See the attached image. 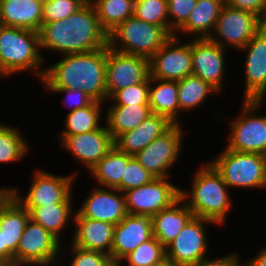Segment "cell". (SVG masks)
<instances>
[{
  "instance_id": "2e32d148",
  "label": "cell",
  "mask_w": 266,
  "mask_h": 266,
  "mask_svg": "<svg viewBox=\"0 0 266 266\" xmlns=\"http://www.w3.org/2000/svg\"><path fill=\"white\" fill-rule=\"evenodd\" d=\"M241 49L247 50L244 99L263 101L266 95V24Z\"/></svg>"
},
{
  "instance_id": "836d02e7",
  "label": "cell",
  "mask_w": 266,
  "mask_h": 266,
  "mask_svg": "<svg viewBox=\"0 0 266 266\" xmlns=\"http://www.w3.org/2000/svg\"><path fill=\"white\" fill-rule=\"evenodd\" d=\"M28 144L16 128L0 124V163L16 162L26 156Z\"/></svg>"
},
{
  "instance_id": "30bf717a",
  "label": "cell",
  "mask_w": 266,
  "mask_h": 266,
  "mask_svg": "<svg viewBox=\"0 0 266 266\" xmlns=\"http://www.w3.org/2000/svg\"><path fill=\"white\" fill-rule=\"evenodd\" d=\"M74 175L60 176L47 171L35 172L33 182L25 197L17 189L6 190L23 206L38 207L55 203H71ZM19 194V195H18Z\"/></svg>"
},
{
  "instance_id": "d590c367",
  "label": "cell",
  "mask_w": 266,
  "mask_h": 266,
  "mask_svg": "<svg viewBox=\"0 0 266 266\" xmlns=\"http://www.w3.org/2000/svg\"><path fill=\"white\" fill-rule=\"evenodd\" d=\"M133 16L161 26L169 33L167 0H136Z\"/></svg>"
},
{
  "instance_id": "c3c4849f",
  "label": "cell",
  "mask_w": 266,
  "mask_h": 266,
  "mask_svg": "<svg viewBox=\"0 0 266 266\" xmlns=\"http://www.w3.org/2000/svg\"><path fill=\"white\" fill-rule=\"evenodd\" d=\"M43 3L44 2H51V1H54V0H41Z\"/></svg>"
},
{
  "instance_id": "52a82bcc",
  "label": "cell",
  "mask_w": 266,
  "mask_h": 266,
  "mask_svg": "<svg viewBox=\"0 0 266 266\" xmlns=\"http://www.w3.org/2000/svg\"><path fill=\"white\" fill-rule=\"evenodd\" d=\"M262 103L260 100L243 101L240 117L231 123L227 149L266 156V115H254Z\"/></svg>"
},
{
  "instance_id": "5b68a950",
  "label": "cell",
  "mask_w": 266,
  "mask_h": 266,
  "mask_svg": "<svg viewBox=\"0 0 266 266\" xmlns=\"http://www.w3.org/2000/svg\"><path fill=\"white\" fill-rule=\"evenodd\" d=\"M170 37L163 27L132 16L108 33V47L150 59Z\"/></svg>"
},
{
  "instance_id": "6da1fadb",
  "label": "cell",
  "mask_w": 266,
  "mask_h": 266,
  "mask_svg": "<svg viewBox=\"0 0 266 266\" xmlns=\"http://www.w3.org/2000/svg\"><path fill=\"white\" fill-rule=\"evenodd\" d=\"M39 41L40 50L88 53L108 46V33L102 28L95 8L88 0L69 17L42 23Z\"/></svg>"
},
{
  "instance_id": "74e56055",
  "label": "cell",
  "mask_w": 266,
  "mask_h": 266,
  "mask_svg": "<svg viewBox=\"0 0 266 266\" xmlns=\"http://www.w3.org/2000/svg\"><path fill=\"white\" fill-rule=\"evenodd\" d=\"M88 0H54L44 2L42 9V23L61 20L74 14Z\"/></svg>"
},
{
  "instance_id": "9a60e30c",
  "label": "cell",
  "mask_w": 266,
  "mask_h": 266,
  "mask_svg": "<svg viewBox=\"0 0 266 266\" xmlns=\"http://www.w3.org/2000/svg\"><path fill=\"white\" fill-rule=\"evenodd\" d=\"M178 36H171L149 59L150 77L179 81L192 74V42L179 45Z\"/></svg>"
},
{
  "instance_id": "e575fe53",
  "label": "cell",
  "mask_w": 266,
  "mask_h": 266,
  "mask_svg": "<svg viewBox=\"0 0 266 266\" xmlns=\"http://www.w3.org/2000/svg\"><path fill=\"white\" fill-rule=\"evenodd\" d=\"M128 266H153L166 260V249L156 237L141 243L123 261Z\"/></svg>"
},
{
  "instance_id": "ee69618b",
  "label": "cell",
  "mask_w": 266,
  "mask_h": 266,
  "mask_svg": "<svg viewBox=\"0 0 266 266\" xmlns=\"http://www.w3.org/2000/svg\"><path fill=\"white\" fill-rule=\"evenodd\" d=\"M194 266H241V263L238 259V255L234 254L216 260H208V258H204Z\"/></svg>"
},
{
  "instance_id": "7402d4cb",
  "label": "cell",
  "mask_w": 266,
  "mask_h": 266,
  "mask_svg": "<svg viewBox=\"0 0 266 266\" xmlns=\"http://www.w3.org/2000/svg\"><path fill=\"white\" fill-rule=\"evenodd\" d=\"M172 125L166 117L152 113L135 129L120 134L114 140V146L119 151L134 156Z\"/></svg>"
},
{
  "instance_id": "83f0119b",
  "label": "cell",
  "mask_w": 266,
  "mask_h": 266,
  "mask_svg": "<svg viewBox=\"0 0 266 266\" xmlns=\"http://www.w3.org/2000/svg\"><path fill=\"white\" fill-rule=\"evenodd\" d=\"M152 114L149 104L112 105L109 107L105 119L107 130L113 140L120 134L135 129Z\"/></svg>"
},
{
  "instance_id": "ab89813d",
  "label": "cell",
  "mask_w": 266,
  "mask_h": 266,
  "mask_svg": "<svg viewBox=\"0 0 266 266\" xmlns=\"http://www.w3.org/2000/svg\"><path fill=\"white\" fill-rule=\"evenodd\" d=\"M196 3L197 0H167L169 34L171 36L175 35L176 32L187 22Z\"/></svg>"
},
{
  "instance_id": "5bb4252c",
  "label": "cell",
  "mask_w": 266,
  "mask_h": 266,
  "mask_svg": "<svg viewBox=\"0 0 266 266\" xmlns=\"http://www.w3.org/2000/svg\"><path fill=\"white\" fill-rule=\"evenodd\" d=\"M180 190L167 178H154L150 183L123 192L127 213L154 216L175 202Z\"/></svg>"
},
{
  "instance_id": "7c38bea8",
  "label": "cell",
  "mask_w": 266,
  "mask_h": 266,
  "mask_svg": "<svg viewBox=\"0 0 266 266\" xmlns=\"http://www.w3.org/2000/svg\"><path fill=\"white\" fill-rule=\"evenodd\" d=\"M182 132L180 124H173L134 157L156 178H169L168 170L177 161L182 150Z\"/></svg>"
},
{
  "instance_id": "3957f363",
  "label": "cell",
  "mask_w": 266,
  "mask_h": 266,
  "mask_svg": "<svg viewBox=\"0 0 266 266\" xmlns=\"http://www.w3.org/2000/svg\"><path fill=\"white\" fill-rule=\"evenodd\" d=\"M203 165L194 176L191 196L187 191L180 190V197L195 217L223 225L226 214L232 207L227 191L229 187L210 162Z\"/></svg>"
},
{
  "instance_id": "f6af8a7d",
  "label": "cell",
  "mask_w": 266,
  "mask_h": 266,
  "mask_svg": "<svg viewBox=\"0 0 266 266\" xmlns=\"http://www.w3.org/2000/svg\"><path fill=\"white\" fill-rule=\"evenodd\" d=\"M246 266H266V247L259 251L258 255L250 259Z\"/></svg>"
},
{
  "instance_id": "d4e9b609",
  "label": "cell",
  "mask_w": 266,
  "mask_h": 266,
  "mask_svg": "<svg viewBox=\"0 0 266 266\" xmlns=\"http://www.w3.org/2000/svg\"><path fill=\"white\" fill-rule=\"evenodd\" d=\"M194 217L182 197L152 216L153 236L166 248Z\"/></svg>"
},
{
  "instance_id": "f546056e",
  "label": "cell",
  "mask_w": 266,
  "mask_h": 266,
  "mask_svg": "<svg viewBox=\"0 0 266 266\" xmlns=\"http://www.w3.org/2000/svg\"><path fill=\"white\" fill-rule=\"evenodd\" d=\"M72 203H55L38 207H24L30 219L42 225L48 232L60 239L61 230L67 225L72 213ZM71 215V216H70Z\"/></svg>"
},
{
  "instance_id": "7a4b0ae2",
  "label": "cell",
  "mask_w": 266,
  "mask_h": 266,
  "mask_svg": "<svg viewBox=\"0 0 266 266\" xmlns=\"http://www.w3.org/2000/svg\"><path fill=\"white\" fill-rule=\"evenodd\" d=\"M107 46L88 53L65 54L53 66L45 68L42 79L46 87L81 89L94 101L107 100Z\"/></svg>"
},
{
  "instance_id": "cb8c5ba5",
  "label": "cell",
  "mask_w": 266,
  "mask_h": 266,
  "mask_svg": "<svg viewBox=\"0 0 266 266\" xmlns=\"http://www.w3.org/2000/svg\"><path fill=\"white\" fill-rule=\"evenodd\" d=\"M42 9L41 0H0V25L39 32Z\"/></svg>"
},
{
  "instance_id": "4dcf8cb0",
  "label": "cell",
  "mask_w": 266,
  "mask_h": 266,
  "mask_svg": "<svg viewBox=\"0 0 266 266\" xmlns=\"http://www.w3.org/2000/svg\"><path fill=\"white\" fill-rule=\"evenodd\" d=\"M102 28L109 33L117 25L133 16L136 0H90Z\"/></svg>"
},
{
  "instance_id": "44dd1931",
  "label": "cell",
  "mask_w": 266,
  "mask_h": 266,
  "mask_svg": "<svg viewBox=\"0 0 266 266\" xmlns=\"http://www.w3.org/2000/svg\"><path fill=\"white\" fill-rule=\"evenodd\" d=\"M127 214L124 193L108 187L92 190L79 210L74 212V216H83L113 225H117Z\"/></svg>"
},
{
  "instance_id": "f35d334b",
  "label": "cell",
  "mask_w": 266,
  "mask_h": 266,
  "mask_svg": "<svg viewBox=\"0 0 266 266\" xmlns=\"http://www.w3.org/2000/svg\"><path fill=\"white\" fill-rule=\"evenodd\" d=\"M150 76L138 84L118 90L110 99L114 105L149 104Z\"/></svg>"
},
{
  "instance_id": "484cf974",
  "label": "cell",
  "mask_w": 266,
  "mask_h": 266,
  "mask_svg": "<svg viewBox=\"0 0 266 266\" xmlns=\"http://www.w3.org/2000/svg\"><path fill=\"white\" fill-rule=\"evenodd\" d=\"M154 84L156 85L153 86ZM149 106L152 113L166 117L173 124H180L177 119L181 112L178 101V81L150 77Z\"/></svg>"
},
{
  "instance_id": "1f68e13d",
  "label": "cell",
  "mask_w": 266,
  "mask_h": 266,
  "mask_svg": "<svg viewBox=\"0 0 266 266\" xmlns=\"http://www.w3.org/2000/svg\"><path fill=\"white\" fill-rule=\"evenodd\" d=\"M214 92V93H213ZM219 93L210 83L193 74L178 81V101L180 111L193 110L204 102L206 97Z\"/></svg>"
},
{
  "instance_id": "603a6c76",
  "label": "cell",
  "mask_w": 266,
  "mask_h": 266,
  "mask_svg": "<svg viewBox=\"0 0 266 266\" xmlns=\"http://www.w3.org/2000/svg\"><path fill=\"white\" fill-rule=\"evenodd\" d=\"M73 221L76 232L72 238V245L111 256L115 225L83 216H74Z\"/></svg>"
},
{
  "instance_id": "4316f807",
  "label": "cell",
  "mask_w": 266,
  "mask_h": 266,
  "mask_svg": "<svg viewBox=\"0 0 266 266\" xmlns=\"http://www.w3.org/2000/svg\"><path fill=\"white\" fill-rule=\"evenodd\" d=\"M224 5L225 0H197L187 22L178 32L196 35L194 38H209Z\"/></svg>"
},
{
  "instance_id": "8d00e7d4",
  "label": "cell",
  "mask_w": 266,
  "mask_h": 266,
  "mask_svg": "<svg viewBox=\"0 0 266 266\" xmlns=\"http://www.w3.org/2000/svg\"><path fill=\"white\" fill-rule=\"evenodd\" d=\"M154 178L153 174L147 171L133 156L125 167L124 176L121 183L116 187L122 193L147 183H150Z\"/></svg>"
},
{
  "instance_id": "7dc6e473",
  "label": "cell",
  "mask_w": 266,
  "mask_h": 266,
  "mask_svg": "<svg viewBox=\"0 0 266 266\" xmlns=\"http://www.w3.org/2000/svg\"><path fill=\"white\" fill-rule=\"evenodd\" d=\"M153 266H173L167 259L161 263L155 264Z\"/></svg>"
},
{
  "instance_id": "9c48e42d",
  "label": "cell",
  "mask_w": 266,
  "mask_h": 266,
  "mask_svg": "<svg viewBox=\"0 0 266 266\" xmlns=\"http://www.w3.org/2000/svg\"><path fill=\"white\" fill-rule=\"evenodd\" d=\"M60 244L42 225L29 219L14 254V266L54 265Z\"/></svg>"
},
{
  "instance_id": "e0dca14e",
  "label": "cell",
  "mask_w": 266,
  "mask_h": 266,
  "mask_svg": "<svg viewBox=\"0 0 266 266\" xmlns=\"http://www.w3.org/2000/svg\"><path fill=\"white\" fill-rule=\"evenodd\" d=\"M153 237L152 216L143 214H127L114 227L111 259L120 264L141 243Z\"/></svg>"
},
{
  "instance_id": "4fadbf2b",
  "label": "cell",
  "mask_w": 266,
  "mask_h": 266,
  "mask_svg": "<svg viewBox=\"0 0 266 266\" xmlns=\"http://www.w3.org/2000/svg\"><path fill=\"white\" fill-rule=\"evenodd\" d=\"M106 92L110 99L118 90L144 82L150 76L149 59L107 46Z\"/></svg>"
},
{
  "instance_id": "bcb514c9",
  "label": "cell",
  "mask_w": 266,
  "mask_h": 266,
  "mask_svg": "<svg viewBox=\"0 0 266 266\" xmlns=\"http://www.w3.org/2000/svg\"><path fill=\"white\" fill-rule=\"evenodd\" d=\"M0 266H6V245H4L3 232L0 231Z\"/></svg>"
},
{
  "instance_id": "d6a6232c",
  "label": "cell",
  "mask_w": 266,
  "mask_h": 266,
  "mask_svg": "<svg viewBox=\"0 0 266 266\" xmlns=\"http://www.w3.org/2000/svg\"><path fill=\"white\" fill-rule=\"evenodd\" d=\"M100 102L94 101L91 105L69 112L65 118V130L61 136L81 134L99 129Z\"/></svg>"
},
{
  "instance_id": "ac0fdd59",
  "label": "cell",
  "mask_w": 266,
  "mask_h": 266,
  "mask_svg": "<svg viewBox=\"0 0 266 266\" xmlns=\"http://www.w3.org/2000/svg\"><path fill=\"white\" fill-rule=\"evenodd\" d=\"M30 213L5 189H0V231L6 245V266H14V254Z\"/></svg>"
},
{
  "instance_id": "ba28073f",
  "label": "cell",
  "mask_w": 266,
  "mask_h": 266,
  "mask_svg": "<svg viewBox=\"0 0 266 266\" xmlns=\"http://www.w3.org/2000/svg\"><path fill=\"white\" fill-rule=\"evenodd\" d=\"M264 24L254 13L225 4L209 38L223 48L231 45L232 48L241 49Z\"/></svg>"
},
{
  "instance_id": "d6986e66",
  "label": "cell",
  "mask_w": 266,
  "mask_h": 266,
  "mask_svg": "<svg viewBox=\"0 0 266 266\" xmlns=\"http://www.w3.org/2000/svg\"><path fill=\"white\" fill-rule=\"evenodd\" d=\"M61 139V147L72 153L89 170L114 146V140L106 126L86 133L61 136Z\"/></svg>"
},
{
  "instance_id": "60d3db41",
  "label": "cell",
  "mask_w": 266,
  "mask_h": 266,
  "mask_svg": "<svg viewBox=\"0 0 266 266\" xmlns=\"http://www.w3.org/2000/svg\"><path fill=\"white\" fill-rule=\"evenodd\" d=\"M71 245V252L73 251L72 262L69 266H113L114 262L111 256L93 250H85L77 246Z\"/></svg>"
},
{
  "instance_id": "7bdbcfd3",
  "label": "cell",
  "mask_w": 266,
  "mask_h": 266,
  "mask_svg": "<svg viewBox=\"0 0 266 266\" xmlns=\"http://www.w3.org/2000/svg\"><path fill=\"white\" fill-rule=\"evenodd\" d=\"M225 4L236 9L252 12L266 24V0H225Z\"/></svg>"
},
{
  "instance_id": "277c9868",
  "label": "cell",
  "mask_w": 266,
  "mask_h": 266,
  "mask_svg": "<svg viewBox=\"0 0 266 266\" xmlns=\"http://www.w3.org/2000/svg\"><path fill=\"white\" fill-rule=\"evenodd\" d=\"M39 49V32L0 25L1 75L5 77L20 71L35 70L42 80L45 70L39 69L44 59Z\"/></svg>"
},
{
  "instance_id": "8992f818",
  "label": "cell",
  "mask_w": 266,
  "mask_h": 266,
  "mask_svg": "<svg viewBox=\"0 0 266 266\" xmlns=\"http://www.w3.org/2000/svg\"><path fill=\"white\" fill-rule=\"evenodd\" d=\"M210 163L230 188H266L265 155L225 148V151Z\"/></svg>"
},
{
  "instance_id": "ffe728a7",
  "label": "cell",
  "mask_w": 266,
  "mask_h": 266,
  "mask_svg": "<svg viewBox=\"0 0 266 266\" xmlns=\"http://www.w3.org/2000/svg\"><path fill=\"white\" fill-rule=\"evenodd\" d=\"M224 49L210 38L192 40V74L210 83L219 92L225 72Z\"/></svg>"
},
{
  "instance_id": "8fae6325",
  "label": "cell",
  "mask_w": 266,
  "mask_h": 266,
  "mask_svg": "<svg viewBox=\"0 0 266 266\" xmlns=\"http://www.w3.org/2000/svg\"><path fill=\"white\" fill-rule=\"evenodd\" d=\"M204 223L216 224L211 220L194 216L165 248L166 259L173 266H194L206 258L208 241Z\"/></svg>"
},
{
  "instance_id": "f1b7e54d",
  "label": "cell",
  "mask_w": 266,
  "mask_h": 266,
  "mask_svg": "<svg viewBox=\"0 0 266 266\" xmlns=\"http://www.w3.org/2000/svg\"><path fill=\"white\" fill-rule=\"evenodd\" d=\"M132 155L119 151L115 146L89 172L104 188H116L122 181L125 167Z\"/></svg>"
},
{
  "instance_id": "b9f144b4",
  "label": "cell",
  "mask_w": 266,
  "mask_h": 266,
  "mask_svg": "<svg viewBox=\"0 0 266 266\" xmlns=\"http://www.w3.org/2000/svg\"><path fill=\"white\" fill-rule=\"evenodd\" d=\"M53 93H66L68 96L63 100L65 106H70V112L91 105L94 100L84 93L81 89L70 87H46Z\"/></svg>"
}]
</instances>
